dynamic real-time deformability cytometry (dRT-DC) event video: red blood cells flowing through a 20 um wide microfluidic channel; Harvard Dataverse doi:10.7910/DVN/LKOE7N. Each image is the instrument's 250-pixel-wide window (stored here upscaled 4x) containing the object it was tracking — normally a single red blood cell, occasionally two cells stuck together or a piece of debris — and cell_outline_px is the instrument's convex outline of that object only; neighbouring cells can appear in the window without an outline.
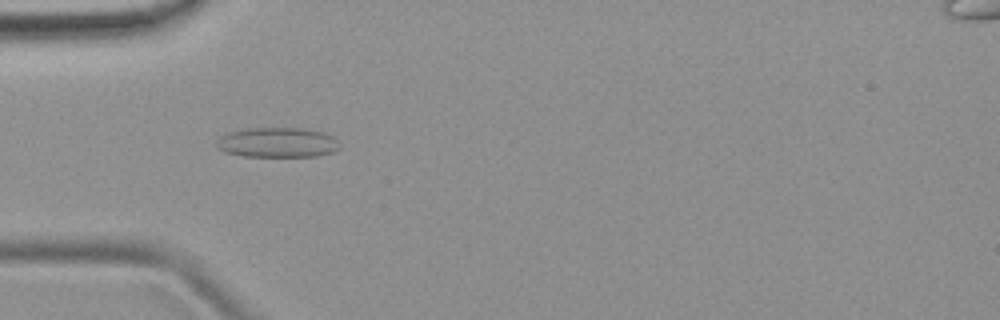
{"species": "common noctule bat (a hibernating species)", "species_latin": "Nyctalus noctula", "temperature_condition": "room temperature", "stored_images_in_passage": 2, "camera_frame_rate_fps": 3000, "um_per_image_px": 0.085, "animal": {"sex": "female", "body_mass_g": 19.9}, "frame": {"image": 1, "passage_image": 1, "time_ms": 0.0, "image_size_px": [1000, 320], "cell_outline_px": [[340, 148], [332, 152], [316, 156], [244, 156], [224, 152], [216, 148], [216, 144], [220, 136], [228, 132], [248, 128], [304, 128], [320, 132], [332, 136], [336, 140]], "centroid_in_image_um": [23.54, 12.11], "position_along_channel_um": 61.5, "area_um2": 21.39}}
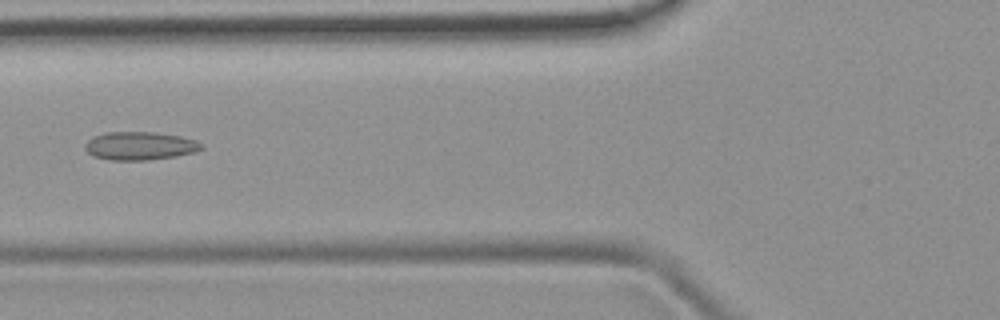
{"frame": {"image": 2, "passage_image": 2, "time_ms": 1.333, "image_size_px": [1000, 320], "cell_outline_px": [[204, 148], [196, 152], [176, 156], [148, 160], [108, 160], [92, 156], [84, 148], [84, 144], [92, 136], [104, 132], [152, 132], [180, 136], [196, 140], [204, 144]], "centroid_in_image_um": [11.88, 12.4], "position_along_channel_um": 113.9, "area_um2": 19.42}}